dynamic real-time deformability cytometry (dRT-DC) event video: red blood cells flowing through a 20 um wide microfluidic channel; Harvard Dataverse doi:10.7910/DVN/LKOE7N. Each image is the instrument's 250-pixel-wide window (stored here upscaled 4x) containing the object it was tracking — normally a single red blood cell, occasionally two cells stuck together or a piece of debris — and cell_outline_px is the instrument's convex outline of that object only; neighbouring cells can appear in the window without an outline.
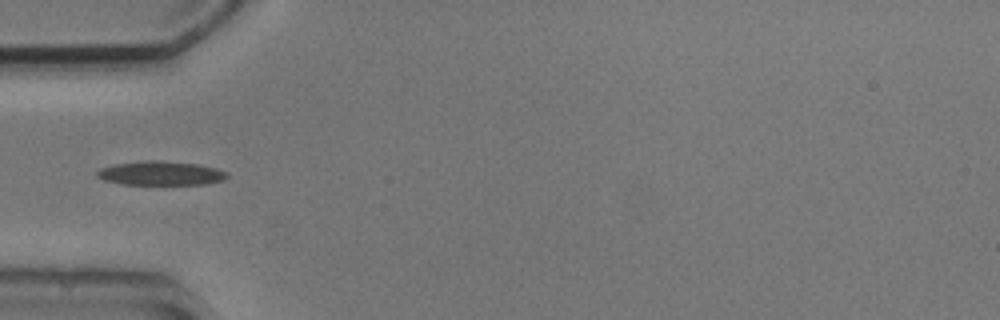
{"species": "common noctule bat (a hibernating species)", "species_latin": "Nyctalus noctula", "temperature_condition": "cold", "stored_images_in_passage": 4, "camera_frame_rate_fps": 3000, "um_per_image_px": 0.085, "animal": {"sex": "male", "body_mass_g": 20.5, "forearm_length_mm": 52.5}, "frame": {"image": 1, "passage_image": 4, "time_ms": 5.0, "image_size_px": [1000, 320], "cell_outline_px": [[228, 176], [224, 180], [204, 184], [124, 184], [104, 180], [96, 176], [96, 172], [100, 168], [116, 164], [144, 160], [164, 160], [200, 164], [216, 168], [228, 172]], "centroid_in_image_um": [13.69, 14.71], "position_along_channel_um": 71.3, "area_um2": 18.32}}